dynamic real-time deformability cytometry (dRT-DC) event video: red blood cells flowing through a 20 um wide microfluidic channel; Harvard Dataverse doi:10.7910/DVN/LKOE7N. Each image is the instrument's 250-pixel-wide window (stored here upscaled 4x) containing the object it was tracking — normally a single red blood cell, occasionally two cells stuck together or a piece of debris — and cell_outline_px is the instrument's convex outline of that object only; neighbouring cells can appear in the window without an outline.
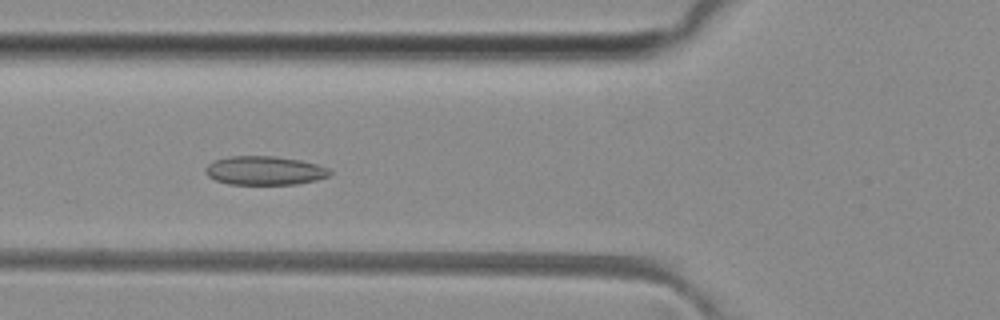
{"species": "common noctule bat (a hibernating species)", "species_latin": "Nyctalus noctula", "temperature_condition": "room temperature", "stored_images_in_passage": 42, "camera_frame_rate_fps": 3000, "um_per_image_px": 0.085, "animal": {"sex": "female", "body_mass_g": 29.2, "forearm_length_mm": 56.3}, "frame": {"image": 1, "passage_image": 9, "time_ms": 2.667, "image_size_px": [1000, 320], "cell_outline_px": [[332, 172], [328, 176], [316, 180], [296, 184], [228, 184], [216, 180], [208, 176], [204, 172], [204, 168], [212, 160], [232, 156], [276, 156], [300, 160], [316, 164], [328, 168]], "centroid_in_image_um": [22.46, 14.49], "position_along_channel_um": 103.3, "area_um2": 20.92}}
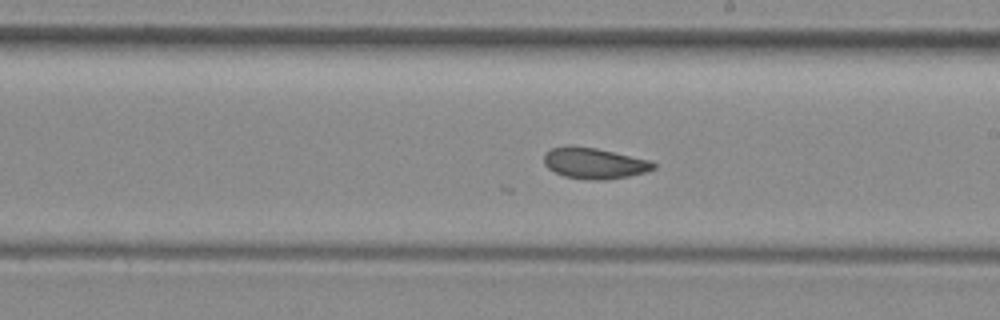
{"frame": {"image": 2, "passage_image": 19, "time_ms": 6.0, "image_size_px": [1000, 320], "cell_outline_px": [[656, 168], [648, 172], [628, 176], [604, 180], [592, 180], [564, 176], [548, 168], [544, 164], [544, 152], [552, 148], [568, 144], [596, 148], [652, 160], [656, 164]], "centroid_in_image_um": [50.53, 13.86], "position_along_channel_um": 238.5, "area_um2": 20.06}}
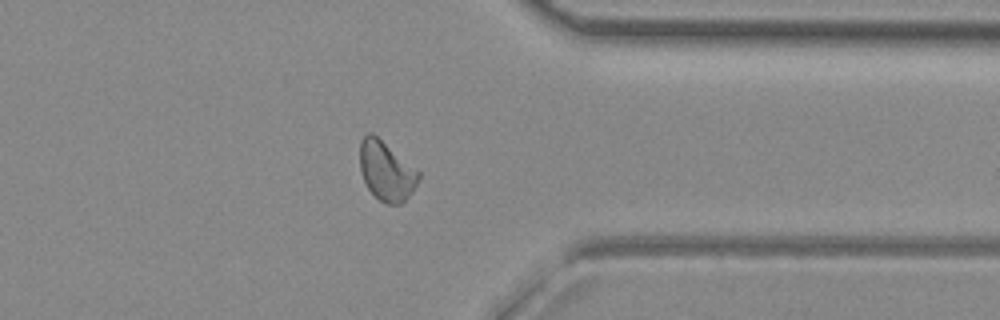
{"frame": {"image": 3, "passage_image": 30, "time_ms": 9.667, "image_size_px": [1000, 320], "cell_outline_px": [[420, 176], [412, 192], [400, 204], [384, 204], [368, 188], [364, 180], [360, 168], [360, 140], [368, 132], [372, 132], [420, 172]], "centroid_in_image_um": [32.82, 14.52], "position_along_channel_um": 378.6, "area_um2": 20.0}, "authors_computed_cell_mechanics": {"area_um2": 20.3167, "velocity_mm_per_s": 4.0753, "shape_relaxation_time_tau1_ms": null, "shape_relaxation_time_tau2_ms": 5.5236, "deformation_change_tau1": null, "deformation_change_tau2": 0.1074}}